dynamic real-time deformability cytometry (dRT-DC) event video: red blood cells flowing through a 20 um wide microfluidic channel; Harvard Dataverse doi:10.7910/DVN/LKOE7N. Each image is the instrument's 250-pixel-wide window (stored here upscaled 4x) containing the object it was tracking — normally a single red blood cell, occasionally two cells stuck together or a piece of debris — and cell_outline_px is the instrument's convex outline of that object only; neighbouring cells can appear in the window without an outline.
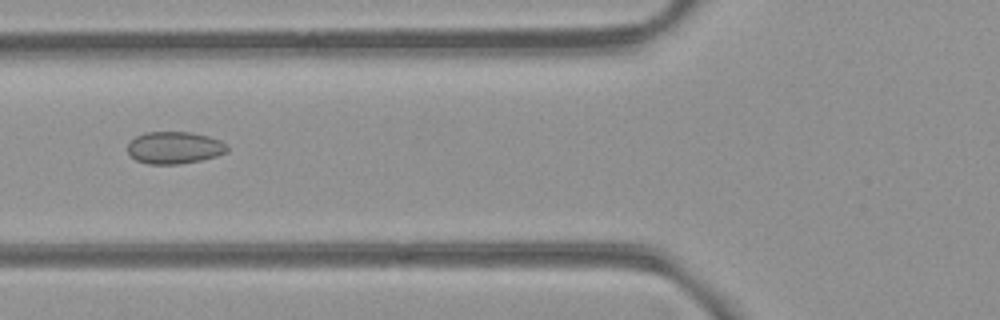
{"species": "common noctule bat (a hibernating species)", "species_latin": "Nyctalus noctula", "temperature_condition": "room temperature", "stored_images_in_passage": 2, "camera_frame_rate_fps": 3000, "um_per_image_px": 0.085, "animal": {"sex": "female", "body_mass_g": 21.9}, "frame": {"image": 1, "passage_image": 2, "time_ms": 1.0, "image_size_px": [1000, 320], "cell_outline_px": [[228, 148], [224, 152], [216, 156], [200, 160], [180, 164], [148, 164], [136, 160], [128, 152], [128, 144], [136, 136], [144, 132], [192, 132], [208, 136], [220, 140], [228, 144]], "centroid_in_image_um": [14.82, 12.55], "position_along_channel_um": 111.0, "area_um2": 18.61}}